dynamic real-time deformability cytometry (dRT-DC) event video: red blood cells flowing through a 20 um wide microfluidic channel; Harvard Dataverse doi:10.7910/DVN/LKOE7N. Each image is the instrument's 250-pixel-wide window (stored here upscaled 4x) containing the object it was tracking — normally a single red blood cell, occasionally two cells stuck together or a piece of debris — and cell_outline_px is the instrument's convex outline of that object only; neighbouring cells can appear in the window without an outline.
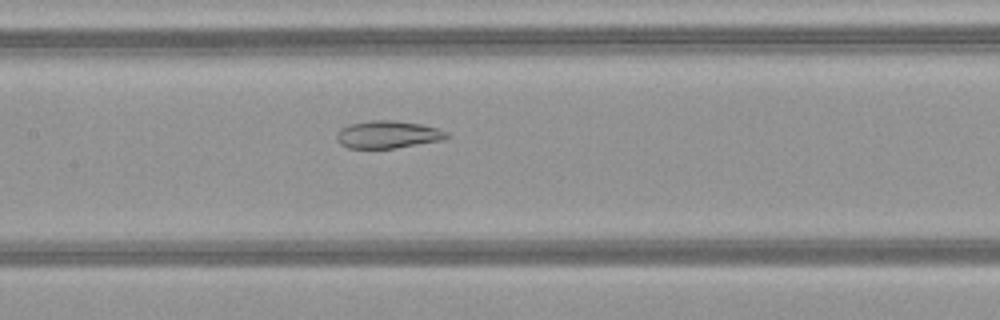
{"species": "common noctule bat (a hibernating species)", "species_latin": "Nyctalus noctula", "temperature_condition": "warm", "stored_images_in_passage": 47, "camera_frame_rate_fps": 3000, "um_per_image_px": 0.085, "animal": {"sex": "female", "body_mass_g": 21.9}, "frame": {"image": 1, "passage_image": 22, "time_ms": 7.0, "image_size_px": [1000, 320], "cell_outline_px": [[452, 136], [444, 140], [396, 148], [348, 148], [340, 144], [336, 140], [336, 132], [340, 128], [348, 124], [372, 120], [392, 120], [420, 124], [436, 128], [448, 132]], "centroid_in_image_um": [32.96, 11.44], "position_along_channel_um": 174.4, "area_um2": 17.86}}
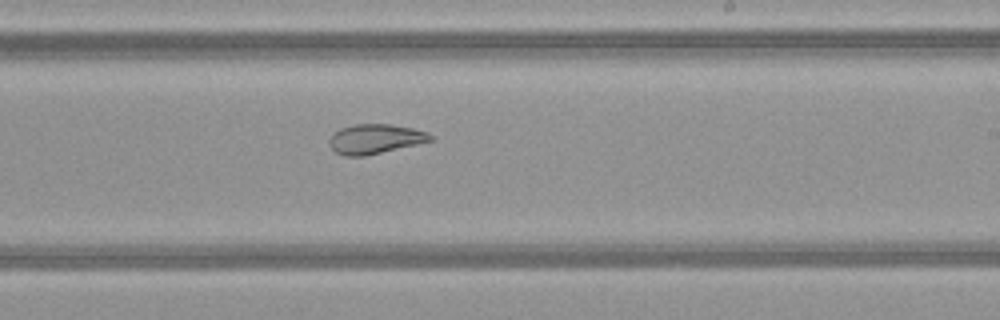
{"frame": {"image": 2, "passage_image": 28, "time_ms": 9.0, "image_size_px": [1000, 320], "cell_outline_px": [[432, 140], [416, 144], [364, 156], [344, 156], [336, 152], [328, 144], [328, 140], [340, 128], [356, 124], [388, 124], [412, 128], [428, 132], [432, 136]], "centroid_in_image_um": [31.86, 11.81], "position_along_channel_um": 257.1, "area_um2": 17.17}}
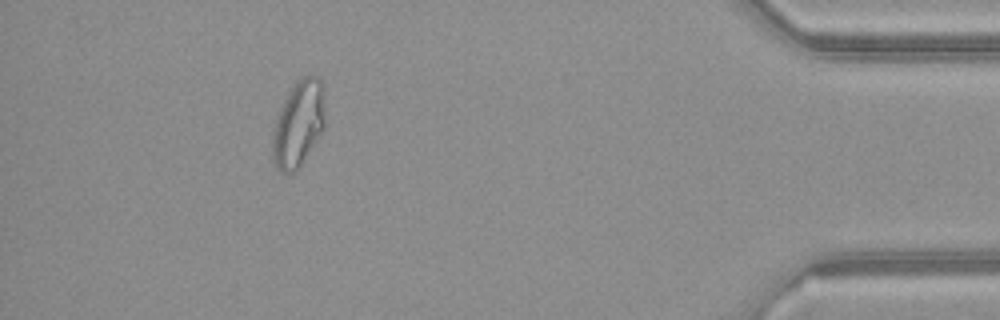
{"frame": {"image": 3, "passage_image": 43, "time_ms": 14.0, "image_size_px": [1000, 320], "cell_outline_px": [[324, 128], [300, 168], [296, 172], [280, 172], [276, 168], [272, 160], [272, 132], [276, 116], [292, 84], [296, 80], [304, 76], [316, 76], [320, 80], [324, 88]], "centroid_in_image_um": [25.35, 10.54], "position_along_channel_um": 409.9, "area_um2": 26.82}, "authors_computed_cell_mechanics": {"area_um2": 23.9292, "velocity_mm_per_s": 4.1468, "shape_relaxation_time_tau1_ms": null, "shape_relaxation_time_tau2_ms": 1.8631, "deformation_change_tau1": null, "deformation_change_tau2": 0.0819}}